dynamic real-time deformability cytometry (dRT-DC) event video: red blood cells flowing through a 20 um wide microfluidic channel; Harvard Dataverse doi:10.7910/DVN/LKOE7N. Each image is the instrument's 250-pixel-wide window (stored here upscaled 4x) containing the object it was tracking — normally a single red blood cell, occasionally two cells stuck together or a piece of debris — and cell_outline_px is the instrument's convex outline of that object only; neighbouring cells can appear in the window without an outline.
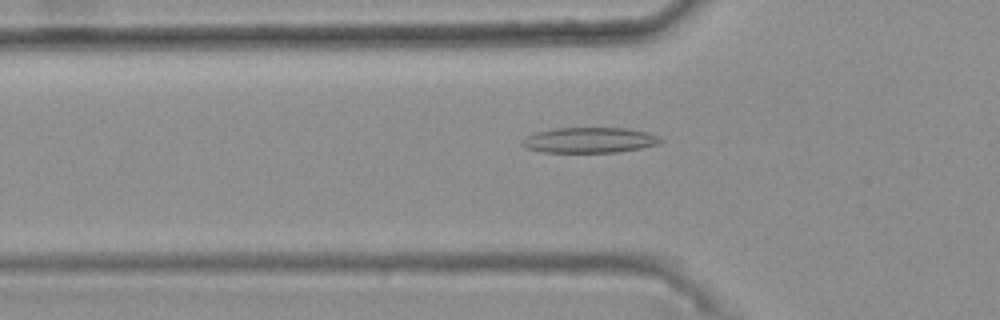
{"species": "common noctule bat (a hibernating species)", "species_latin": "Nyctalus noctula", "temperature_condition": "warm", "stored_images_in_passage": 39, "camera_frame_rate_fps": 3000, "um_per_image_px": 0.085, "animal": {"sex": "female", "body_mass_g": 25.1}, "frame": {"image": 1, "passage_image": 8, "time_ms": 2.333, "image_size_px": [1000, 320], "cell_outline_px": [[664, 140], [660, 144], [640, 148], [616, 152], [544, 152], [524, 148], [520, 144], [520, 140], [536, 132], [556, 128], [628, 128], [648, 132], [660, 136]], "centroid_in_image_um": [50.12, 11.91], "position_along_channel_um": 75.7, "area_um2": 20.69}}
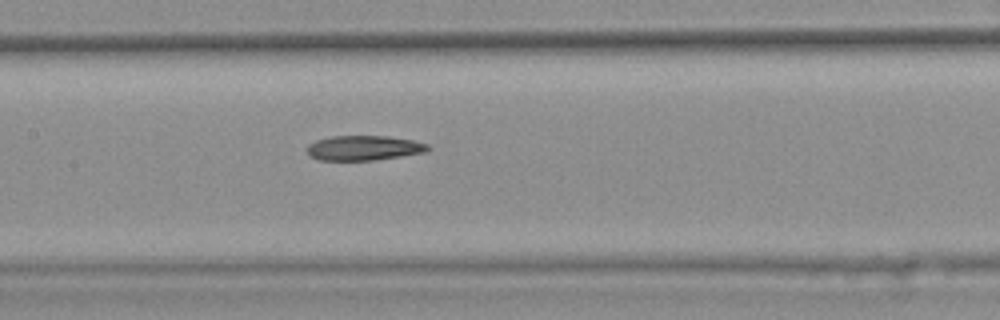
{"frame": {"image": 2, "passage_image": 16, "time_ms": 5.0, "image_size_px": [1000, 320], "cell_outline_px": [[432, 148], [424, 152], [400, 156], [372, 160], [320, 160], [308, 156], [304, 148], [308, 144], [316, 140], [332, 136], [388, 136], [412, 140], [428, 144]], "centroid_in_image_um": [30.86, 12.57], "position_along_channel_um": 176.5, "area_um2": 17.57}}
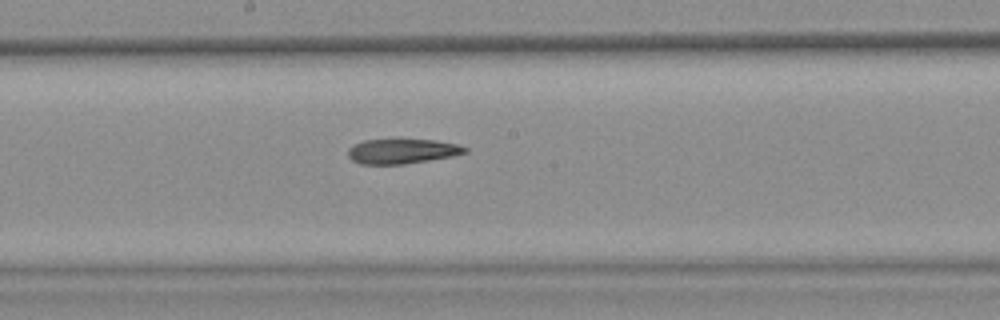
{"frame": {"image": 3, "passage_image": 19, "time_ms": 6.0, "image_size_px": [1000, 320], "cell_outline_px": [[468, 152], [452, 156], [404, 164], [360, 164], [352, 160], [348, 156], [348, 148], [352, 144], [364, 140], [436, 140], [460, 144], [468, 148]], "centroid_in_image_um": [34.18, 12.85], "position_along_channel_um": 214.0, "area_um2": 16.94}, "authors_computed_cell_mechanics": {"area_um2": 18.207, "velocity_mm_per_s": 3.7614, "shape_relaxation_time_tau1_ms": null, "shape_relaxation_time_tau2_ms": 11.2348, "deformation_change_tau1": null, "deformation_change_tau2": 0.2381}}